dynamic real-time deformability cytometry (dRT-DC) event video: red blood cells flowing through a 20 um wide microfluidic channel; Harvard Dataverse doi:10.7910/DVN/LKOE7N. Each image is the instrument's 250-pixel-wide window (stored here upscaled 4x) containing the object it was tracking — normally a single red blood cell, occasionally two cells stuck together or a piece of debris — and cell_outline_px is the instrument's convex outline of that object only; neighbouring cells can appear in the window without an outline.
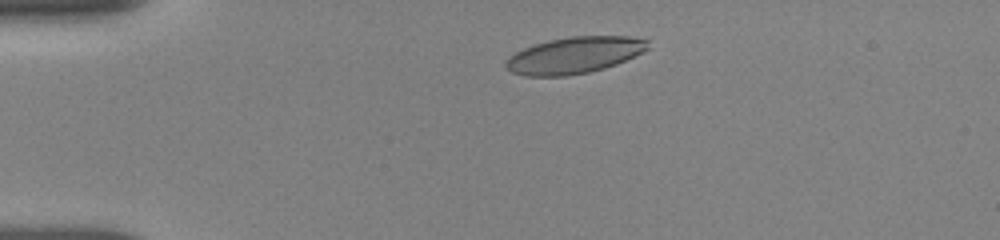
{"species": "human", "species_latin": "Homo sapiens", "temperature_condition": "room temperature", "stored_images_in_passage": 10, "camera_frame_rate_fps": 3000, "um_per_image_px": 0.085, "donor": {"sex": "female"}, "frame": {"image": 1, "passage_image": 2, "time_ms": 1.0, "image_size_px": [1000, 240], "cell_outline_px": [[648, 48], [644, 52], [616, 64], [604, 68], [588, 72], [564, 76], [524, 76], [512, 72], [504, 64], [516, 52], [524, 48], [548, 40], [572, 36], [628, 36], [648, 40]], "centroid_in_image_um": [48.85, 4.69], "position_along_channel_um": 36.2, "area_um2": 29.94}}
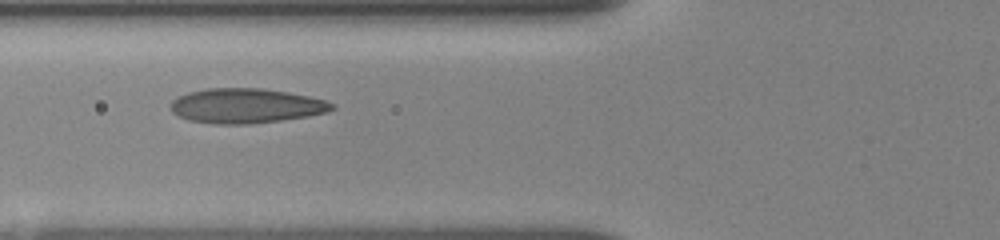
{"frame": {"image": 2, "passage_image": 5, "time_ms": 4.0, "image_size_px": [1000, 240], "cell_outline_px": [[336, 108], [328, 112], [308, 116], [280, 120], [248, 124], [216, 124], [188, 120], [172, 112], [172, 100], [176, 96], [188, 92], [208, 88], [260, 88], [288, 92], [308, 96], [324, 100], [336, 104]], "centroid_in_image_um": [20.92, 8.99], "position_along_channel_um": 104.9, "area_um2": 32.66}}
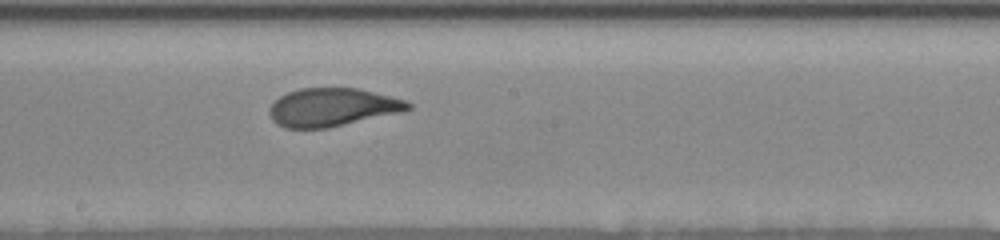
{"frame": {"image": 3, "passage_image": 10, "time_ms": 7.0, "image_size_px": [1000, 240], "cell_outline_px": [[412, 108], [404, 112], [328, 128], [284, 128], [276, 124], [272, 120], [268, 112], [268, 108], [280, 96], [288, 92], [300, 88], [356, 88], [392, 96], [404, 100], [412, 104]], "centroid_in_image_um": [28.25, 9.13], "position_along_channel_um": 219.9, "area_um2": 31.1}}